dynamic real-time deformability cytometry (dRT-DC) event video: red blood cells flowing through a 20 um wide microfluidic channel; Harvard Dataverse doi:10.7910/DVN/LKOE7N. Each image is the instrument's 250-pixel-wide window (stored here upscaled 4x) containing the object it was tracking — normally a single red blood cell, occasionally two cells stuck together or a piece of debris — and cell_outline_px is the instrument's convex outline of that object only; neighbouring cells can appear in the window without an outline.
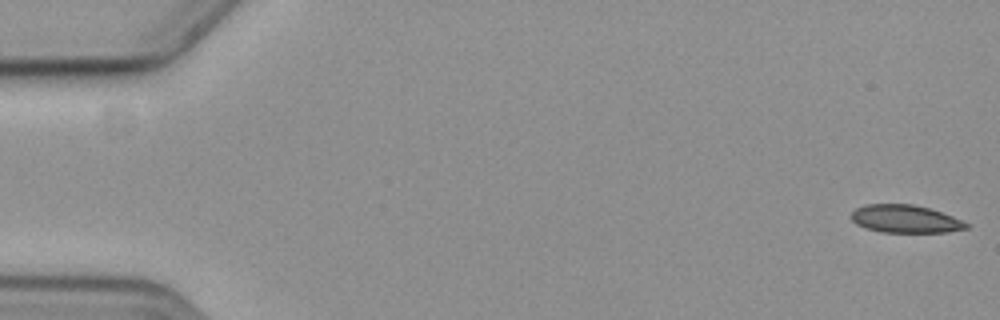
{"species": "common noctule bat (a hibernating species)", "species_latin": "Nyctalus noctula", "temperature_condition": "cold", "stored_images_in_passage": 26, "camera_frame_rate_fps": 3000, "um_per_image_px": 0.085, "animal": {"sex": "female", "body_mass_g": 19.3, "forearm_length_mm": 54.1}, "frame": {"image": 1, "passage_image": 1, "time_ms": 0.0, "image_size_px": [1000, 320], "cell_outline_px": [[968, 228], [948, 232], [884, 232], [868, 228], [856, 224], [852, 220], [852, 212], [856, 208], [868, 204], [912, 204], [928, 208], [952, 216], [968, 224]], "centroid_in_image_um": [76.94, 18.61], "position_along_channel_um": 8.1, "area_um2": 18.32}}
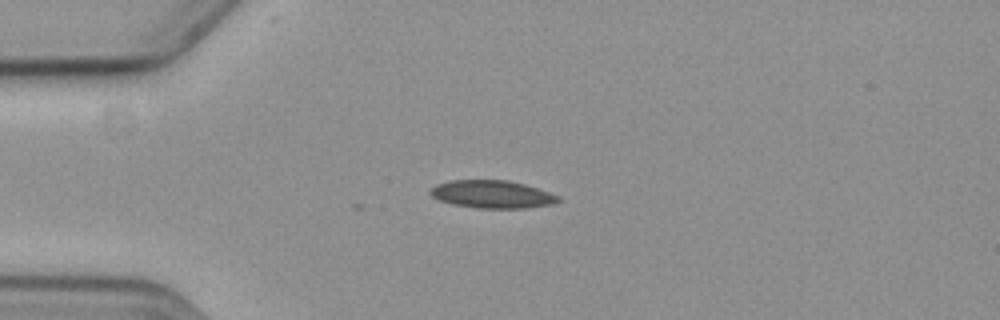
{"frame": {"image": 2, "passage_image": 15, "time_ms": 4.667, "image_size_px": [1000, 320], "cell_outline_px": [[560, 200], [552, 204], [524, 208], [476, 208], [452, 204], [440, 200], [432, 196], [428, 192], [436, 184], [452, 180], [508, 180], [524, 184], [548, 192], [556, 196]], "centroid_in_image_um": [41.78, 16.51], "position_along_channel_um": 43.2, "area_um2": 20.46}}
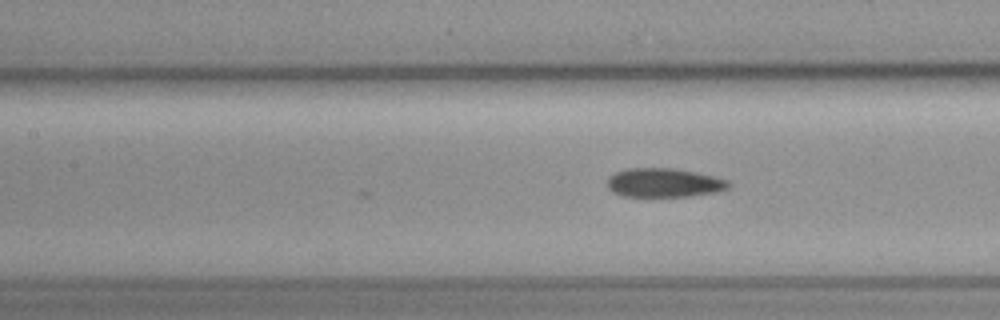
{"frame": {"image": 3, "passage_image": 26, "time_ms": 8.333, "image_size_px": [1000, 320], "cell_outline_px": [[732, 184], [728, 188], [716, 192], [688, 196], [624, 196], [612, 192], [608, 188], [608, 176], [624, 168], [676, 168], [696, 172], [728, 180]], "centroid_in_image_um": [56.43, 15.52], "position_along_channel_um": 151.0, "area_um2": 20.52}}